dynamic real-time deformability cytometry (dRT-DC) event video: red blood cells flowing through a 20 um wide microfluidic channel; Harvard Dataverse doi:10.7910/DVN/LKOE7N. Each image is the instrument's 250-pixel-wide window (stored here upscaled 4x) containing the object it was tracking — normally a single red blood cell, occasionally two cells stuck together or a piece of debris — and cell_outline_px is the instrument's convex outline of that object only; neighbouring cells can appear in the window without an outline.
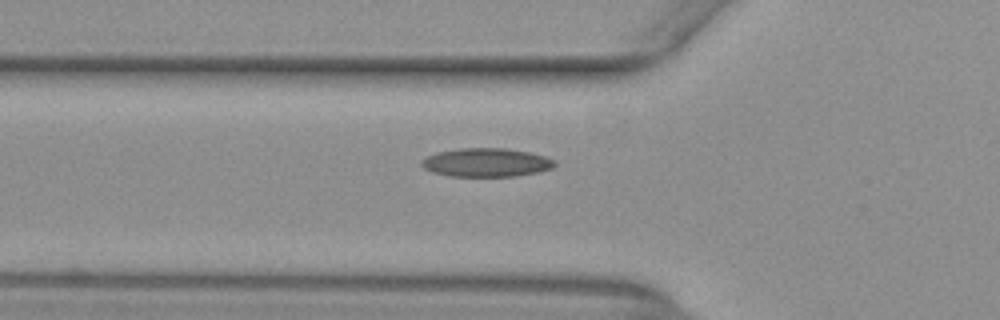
{"species": "common noctule bat (a hibernating species)", "species_latin": "Nyctalus noctula", "temperature_condition": "warm", "stored_images_in_passage": 41, "segment_of_instrument_passage": [1, 2], "camera_frame_rate_fps": 3000, "um_per_image_px": 0.085, "animal": {"sex": "female", "body_mass_g": 29.2, "forearm_length_mm": 56.3}, "frame": {"image": 1, "passage_image": 6, "time_ms": 1.667, "image_size_px": [1000, 320], "cell_outline_px": [[556, 164], [552, 168], [540, 172], [516, 176], [448, 176], [432, 172], [424, 168], [420, 164], [420, 160], [436, 152], [456, 148], [504, 148], [528, 152], [544, 156], [556, 160]], "centroid_in_image_um": [41.32, 13.81], "position_along_channel_um": 84.5, "area_um2": 22.37}}
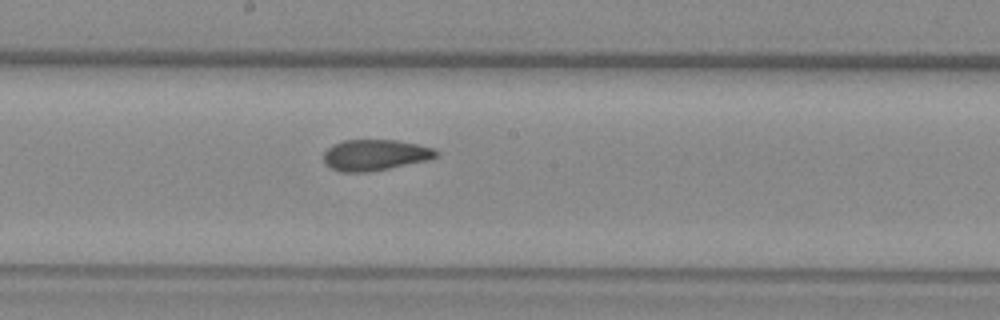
{"frame": {"image": 2, "passage_image": 16, "time_ms": 5.0, "image_size_px": [1000, 320], "cell_outline_px": [[440, 152], [432, 160], [368, 172], [340, 172], [324, 164], [324, 152], [332, 144], [344, 140], [396, 140], [416, 144], [432, 148]], "centroid_in_image_um": [31.88, 13.18], "position_along_channel_um": 216.3, "area_um2": 20.46}}
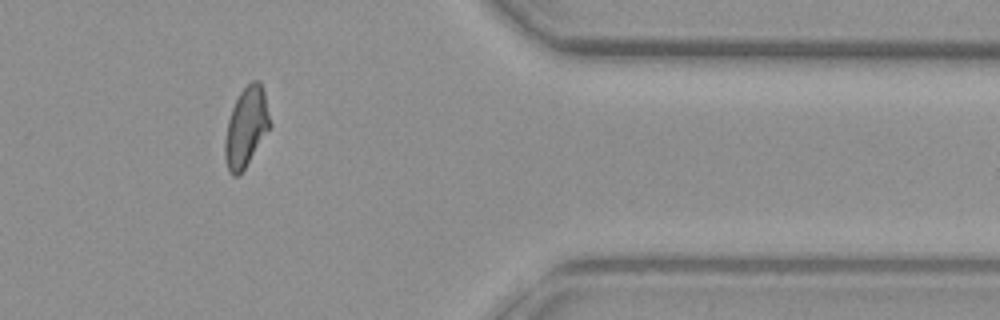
{"frame": {"image": 3, "passage_image": 31, "time_ms": 10.0, "image_size_px": [1000, 320], "cell_outline_px": [[272, 124], [244, 168], [236, 176], [232, 176], [228, 168], [224, 156], [224, 140], [228, 120], [232, 108], [240, 92], [252, 80], [260, 80], [264, 92]], "centroid_in_image_um": [20.92, 10.77], "position_along_channel_um": 390.5, "area_um2": 20.58}}